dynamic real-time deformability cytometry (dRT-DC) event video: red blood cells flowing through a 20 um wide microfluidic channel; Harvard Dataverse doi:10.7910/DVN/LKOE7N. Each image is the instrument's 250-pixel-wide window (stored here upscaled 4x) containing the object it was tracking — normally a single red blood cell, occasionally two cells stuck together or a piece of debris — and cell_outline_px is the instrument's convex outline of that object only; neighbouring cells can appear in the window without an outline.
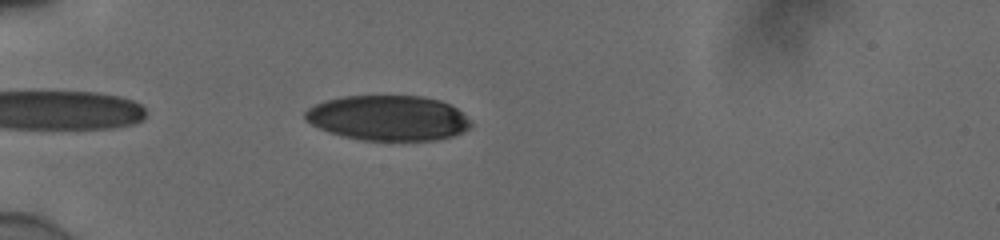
{"species": "human", "species_latin": "Homo sapiens", "temperature_condition": "cold", "stored_images_in_passage": 40, "camera_frame_rate_fps": 3000, "um_per_image_px": 0.085, "donor": {"sex": "male"}, "frame": {"image": 1, "passage_image": 3, "time_ms": 0.667, "image_size_px": [1000, 240], "cell_outline_px": [[472, 124], [468, 128], [452, 136], [436, 140], [364, 140], [344, 136], [320, 128], [312, 124], [304, 116], [304, 112], [308, 108], [324, 100], [340, 96], [420, 96], [440, 100], [456, 108], [472, 120]], "centroid_in_image_um": [33.0, 10.02], "position_along_channel_um": 52.0, "area_um2": 43.35}}
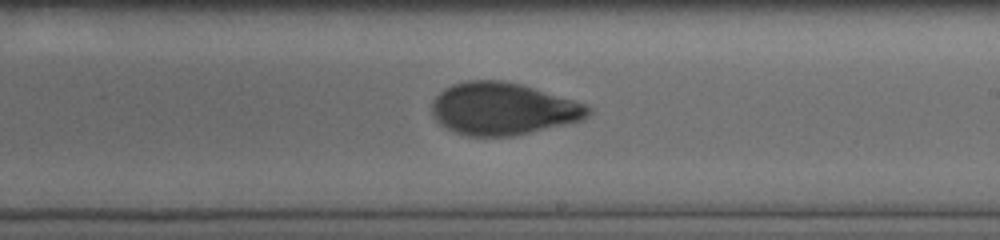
{"frame": {"image": 2, "passage_image": 20, "time_ms": 6.333, "image_size_px": [1000, 240], "cell_outline_px": [[592, 112], [584, 120], [512, 136], [468, 136], [456, 132], [440, 124], [432, 116], [432, 104], [436, 96], [444, 88], [452, 84], [468, 80], [500, 80], [520, 84], [572, 100], [584, 104], [592, 108]], "centroid_in_image_um": [42.73, 9.25], "position_along_channel_um": 246.3, "area_um2": 47.34}}
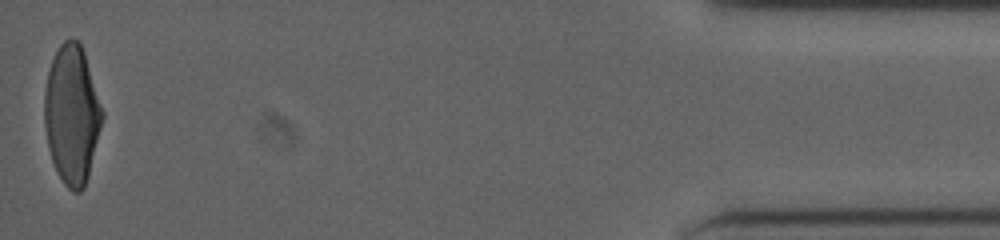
{"frame": {"image": 3, "passage_image": 40, "time_ms": 13.0, "image_size_px": [1000, 240], "cell_outline_px": [[104, 116], [88, 176], [84, 188], [80, 192], [72, 192], [64, 184], [52, 160], [48, 148], [44, 124], [44, 92], [48, 72], [52, 60], [60, 44], [64, 40], [76, 40], [80, 44], [84, 52], [104, 112]], "centroid_in_image_um": [6.11, 9.75], "position_along_channel_um": 429.1, "area_um2": 46.47}, "authors_computed_cell_mechanics": {"area_um2": 46.9914, "velocity_mm_per_s": 3.8974, "shape_relaxation_time_tau1_ms": 4.3123, "shape_relaxation_time_tau2_ms": 0.9962, "deformation_change_tau1": 0.1725, "deformation_change_tau2": 0.058}}